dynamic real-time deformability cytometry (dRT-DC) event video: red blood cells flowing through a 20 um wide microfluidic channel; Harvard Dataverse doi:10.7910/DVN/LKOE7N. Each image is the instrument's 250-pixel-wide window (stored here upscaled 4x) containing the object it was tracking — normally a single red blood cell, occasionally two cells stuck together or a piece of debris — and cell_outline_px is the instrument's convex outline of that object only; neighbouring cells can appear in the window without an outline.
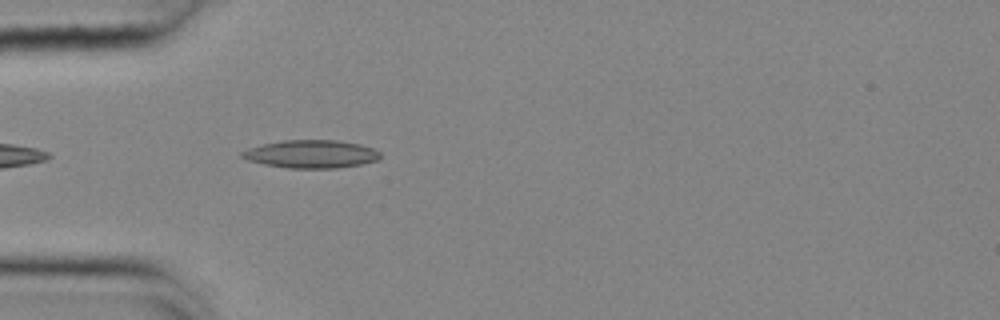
{"species": "common noctule bat (a hibernating species)", "species_latin": "Nyctalus noctula", "temperature_condition": "cold", "stored_images_in_passage": 9, "camera_frame_rate_fps": 3000, "um_per_image_px": 0.085, "animal": {"sex": "female", "body_mass_g": 25.1}, "frame": {"image": 1, "passage_image": 2, "time_ms": 0.333, "image_size_px": [1000, 320], "cell_outline_px": [[380, 156], [376, 160], [360, 164], [336, 168], [288, 168], [264, 164], [248, 160], [240, 156], [240, 152], [248, 148], [264, 144], [284, 140], [336, 140], [360, 144], [372, 148], [380, 152]], "centroid_in_image_um": [26.43, 13.09], "position_along_channel_um": 58.6, "area_um2": 22.37}}